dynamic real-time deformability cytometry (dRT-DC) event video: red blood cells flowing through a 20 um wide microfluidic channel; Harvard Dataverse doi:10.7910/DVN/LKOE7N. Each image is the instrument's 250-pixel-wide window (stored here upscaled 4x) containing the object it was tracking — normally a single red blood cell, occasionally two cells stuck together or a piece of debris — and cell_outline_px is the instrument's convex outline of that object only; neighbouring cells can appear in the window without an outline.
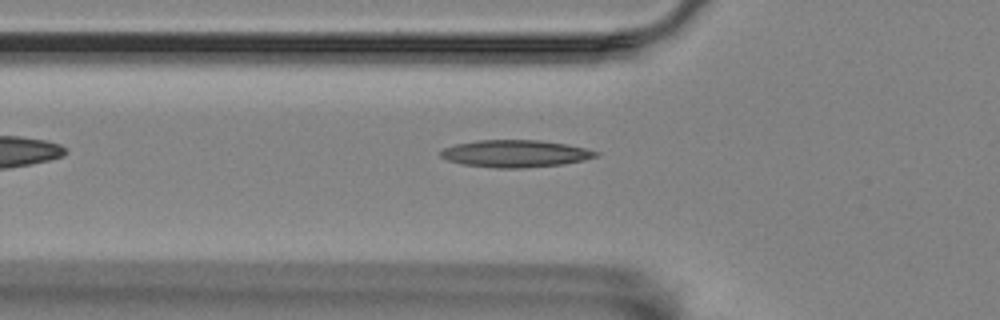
{"species": "Egyptian fruit bat (a non-hibernating species)", "species_latin": "Rousettus aegyptiacus", "temperature_condition": "room temperature", "stored_images_in_passage": 13, "camera_frame_rate_fps": 3000, "um_per_image_px": 0.085, "animal": {"sex": "female"}, "frame": {"image": 1, "passage_image": 2, "time_ms": 0.333, "image_size_px": [1000, 320], "cell_outline_px": [[600, 152], [596, 156], [584, 160], [564, 164], [524, 168], [496, 168], [464, 164], [448, 160], [440, 156], [440, 152], [444, 148], [456, 144], [476, 140], [540, 140], [564, 144], [584, 148]], "centroid_in_image_um": [43.8, 13.06], "position_along_channel_um": 82.0, "area_um2": 24.45}}
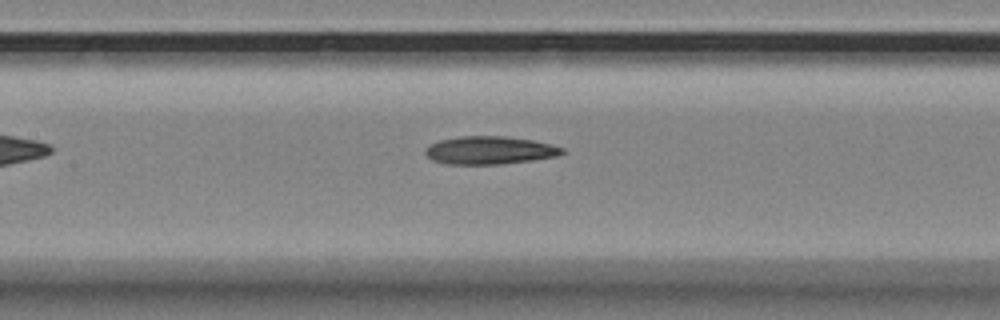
{"frame": {"image": 2, "passage_image": 9, "time_ms": 2.667, "image_size_px": [1000, 320], "cell_outline_px": [[568, 152], [560, 156], [532, 160], [500, 164], [444, 164], [432, 160], [424, 152], [424, 148], [428, 144], [440, 140], [460, 136], [504, 136], [532, 140], [552, 144], [564, 148]], "centroid_in_image_um": [41.64, 12.77], "position_along_channel_um": 165.8, "area_um2": 22.6}}
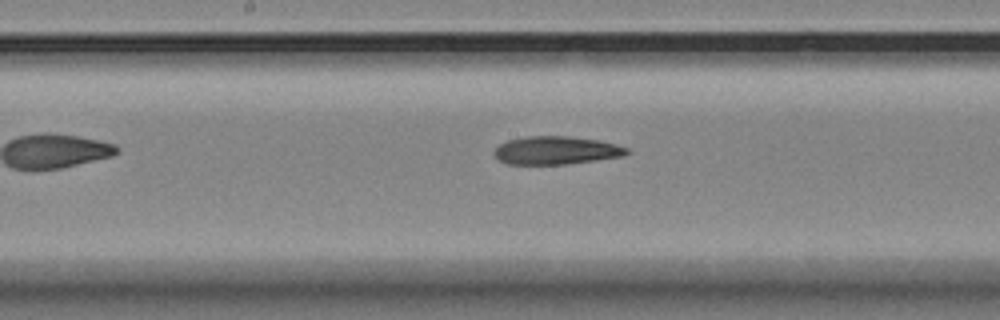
{"frame": {"image": 3, "passage_image": 12, "time_ms": 3.667, "image_size_px": [1000, 320], "cell_outline_px": [[632, 152], [624, 156], [568, 164], [504, 164], [496, 160], [492, 152], [500, 144], [508, 140], [528, 136], [568, 136], [600, 140], [616, 144], [628, 148]], "centroid_in_image_um": [47.27, 12.79], "position_along_channel_um": 200.9, "area_um2": 22.02}}